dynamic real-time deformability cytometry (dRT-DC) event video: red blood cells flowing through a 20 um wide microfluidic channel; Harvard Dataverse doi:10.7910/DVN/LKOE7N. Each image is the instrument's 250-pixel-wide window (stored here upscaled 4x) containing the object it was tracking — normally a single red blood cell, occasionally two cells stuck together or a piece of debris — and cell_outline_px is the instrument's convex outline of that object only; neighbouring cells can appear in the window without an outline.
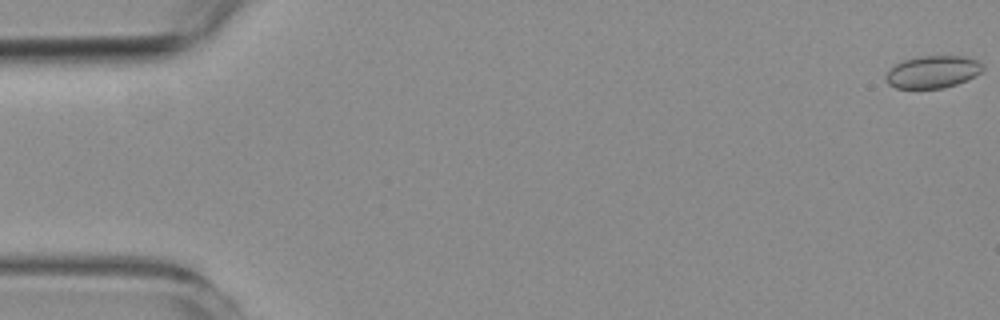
{"species": "common noctule bat (a hibernating species)", "species_latin": "Nyctalus noctula", "temperature_condition": "room temperature", "stored_images_in_passage": 11, "camera_frame_rate_fps": 3000, "um_per_image_px": 0.085, "animal": {"sex": "female", "body_mass_g": 19.3, "forearm_length_mm": 54.1}, "frame": {"image": 1, "passage_image": 1, "time_ms": 0.0, "image_size_px": [1000, 320], "cell_outline_px": [[984, 68], [980, 72], [956, 84], [940, 88], [896, 88], [888, 84], [884, 80], [884, 76], [888, 68], [904, 60], [916, 56], [964, 56], [976, 60], [984, 64]], "centroid_in_image_um": [79.21, 6.1], "position_along_channel_um": 5.8, "area_um2": 18.26}}